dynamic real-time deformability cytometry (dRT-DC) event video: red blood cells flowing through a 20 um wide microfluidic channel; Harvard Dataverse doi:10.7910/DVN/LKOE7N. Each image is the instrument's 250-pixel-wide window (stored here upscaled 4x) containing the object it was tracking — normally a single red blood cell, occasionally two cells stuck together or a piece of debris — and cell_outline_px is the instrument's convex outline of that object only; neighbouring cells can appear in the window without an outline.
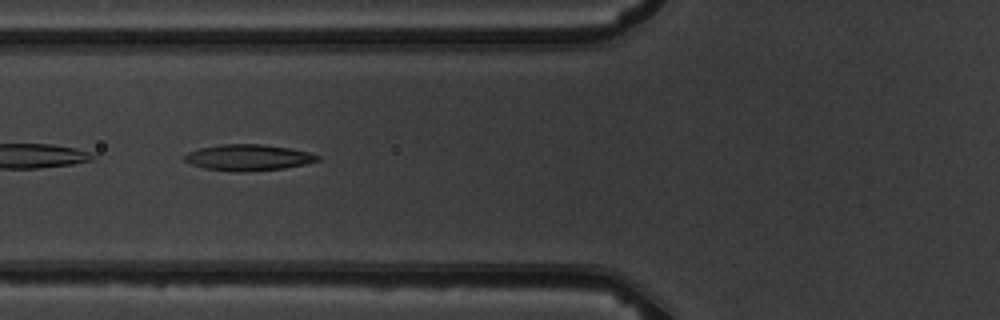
{"species": "common noctule bat (a hibernating species)", "species_latin": "Nyctalus noctula", "temperature_condition": "warm", "stored_images_in_passage": 8, "camera_frame_rate_fps": 3000, "um_per_image_px": 0.085, "animal": {"sex": "male", "body_mass_g": 19.5, "forearm_length_mm": 54.6}, "frame": {"image": 1, "passage_image": 3, "time_ms": 2.333, "image_size_px": [1000, 320], "cell_outline_px": [[320, 160], [304, 164], [284, 168], [244, 172], [236, 172], [204, 168], [192, 164], [184, 160], [184, 156], [188, 152], [200, 148], [220, 144], [260, 144], [288, 148], [308, 152], [320, 156]], "centroid_in_image_um": [21.09, 13.39], "position_along_channel_um": 104.7, "area_um2": 20.11}}
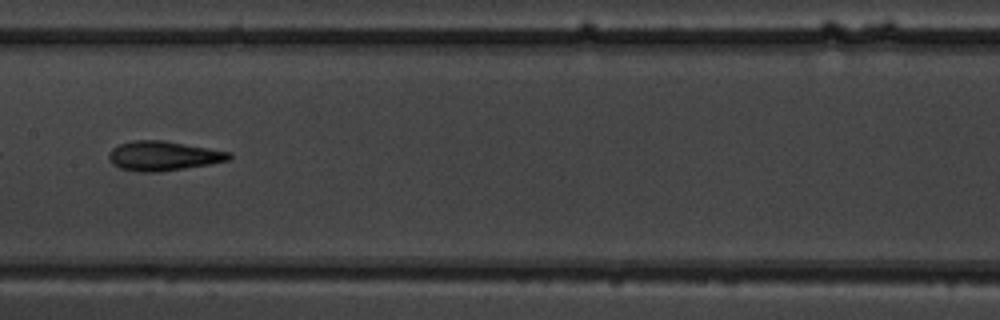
{"frame": {"image": 2, "passage_image": 5, "time_ms": 4.667, "image_size_px": [1000, 320], "cell_outline_px": [[232, 156], [228, 160], [208, 164], [160, 172], [140, 172], [120, 168], [112, 164], [108, 156], [112, 148], [120, 144], [132, 140], [164, 140], [232, 152]], "centroid_in_image_um": [13.87, 13.24], "position_along_channel_um": 193.5, "area_um2": 20.63}}
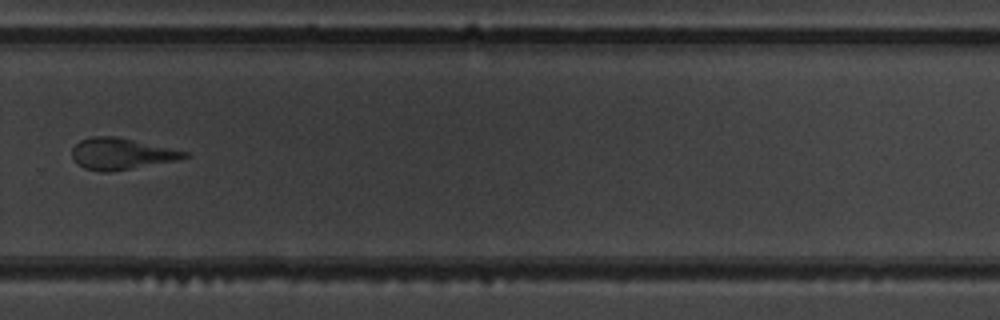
{"frame": {"image": 3, "passage_image": 8, "time_ms": 8.0, "image_size_px": [1000, 320], "cell_outline_px": [[188, 156], [176, 160], [132, 168], [108, 172], [84, 168], [76, 164], [72, 160], [72, 148], [80, 140], [92, 136], [116, 136], [188, 152]], "centroid_in_image_um": [10.24, 13.06], "position_along_channel_um": 319.6, "area_um2": 20.29}}